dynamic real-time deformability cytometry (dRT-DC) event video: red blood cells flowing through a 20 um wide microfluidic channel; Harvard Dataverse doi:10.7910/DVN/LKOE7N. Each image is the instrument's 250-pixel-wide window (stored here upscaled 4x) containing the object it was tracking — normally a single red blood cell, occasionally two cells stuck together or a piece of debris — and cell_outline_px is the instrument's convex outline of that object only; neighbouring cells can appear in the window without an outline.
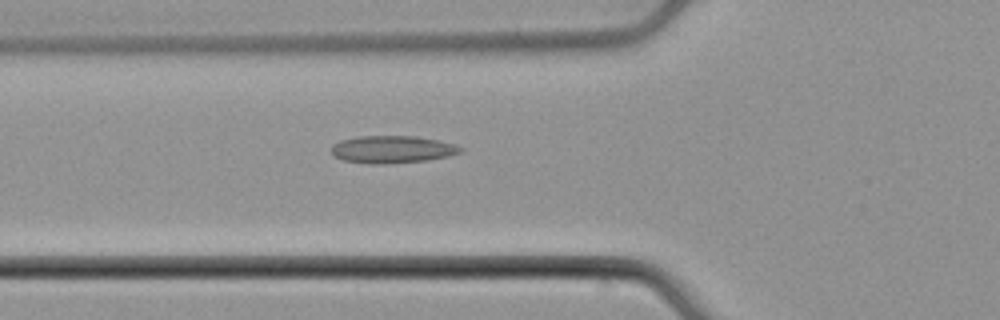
{"species": "common noctule bat (a hibernating species)", "species_latin": "Nyctalus noctula", "temperature_condition": "cold", "stored_images_in_passage": 47, "camera_frame_rate_fps": 3000, "um_per_image_px": 0.085, "animal": {"sex": "male", "body_mass_g": 21.5, "forearm_length_mm": 52.0}, "frame": {"image": 1, "passage_image": 13, "time_ms": 4.0, "image_size_px": [1000, 320], "cell_outline_px": [[464, 148], [460, 152], [448, 156], [428, 160], [384, 164], [368, 164], [344, 160], [332, 156], [332, 144], [340, 140], [356, 136], [416, 136], [456, 144]], "centroid_in_image_um": [33.31, 12.7], "position_along_channel_um": 92.5, "area_um2": 20.75}}
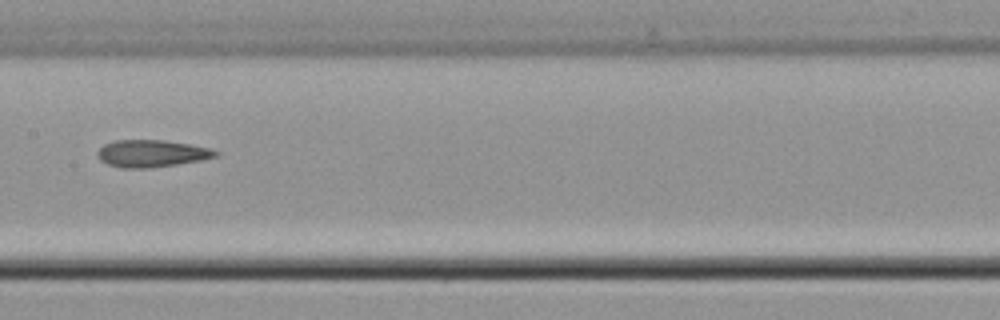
{"frame": {"image": 2, "passage_image": 21, "time_ms": 6.667, "image_size_px": [1000, 320], "cell_outline_px": [[220, 152], [216, 156], [204, 160], [148, 168], [120, 168], [108, 164], [100, 160], [96, 156], [96, 152], [104, 144], [112, 140], [164, 140], [212, 148]], "centroid_in_image_um": [12.87, 13.04], "position_along_channel_um": 194.5, "area_um2": 18.84}}
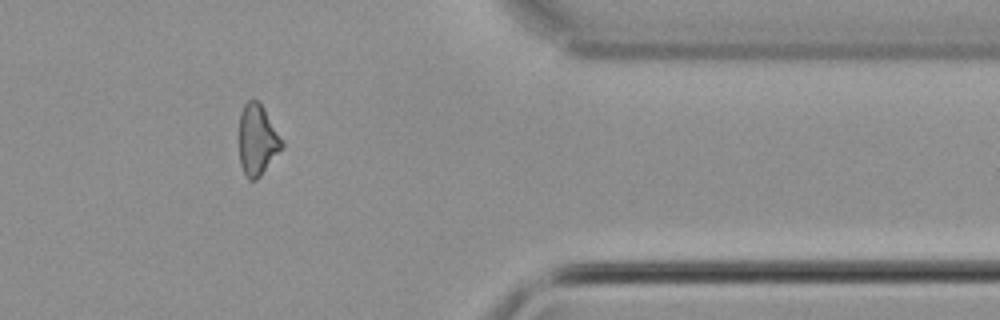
{"frame": {"image": 3, "passage_image": 38, "time_ms": 12.333, "image_size_px": [1000, 320], "cell_outline_px": [[284, 148], [260, 176], [256, 180], [248, 180], [240, 164], [240, 112], [244, 104], [248, 100], [256, 100], [264, 108], [284, 140]], "centroid_in_image_um": [21.91, 11.9], "position_along_channel_um": 389.5, "area_um2": 17.8}, "authors_computed_cell_mechanics": {"area_um2": 18.6116, "velocity_mm_per_s": 3.8146, "shape_relaxation_time_tau1_ms": null, "shape_relaxation_time_tau2_ms": 5.5678, "deformation_change_tau1": null, "deformation_change_tau2": 0.1578}}